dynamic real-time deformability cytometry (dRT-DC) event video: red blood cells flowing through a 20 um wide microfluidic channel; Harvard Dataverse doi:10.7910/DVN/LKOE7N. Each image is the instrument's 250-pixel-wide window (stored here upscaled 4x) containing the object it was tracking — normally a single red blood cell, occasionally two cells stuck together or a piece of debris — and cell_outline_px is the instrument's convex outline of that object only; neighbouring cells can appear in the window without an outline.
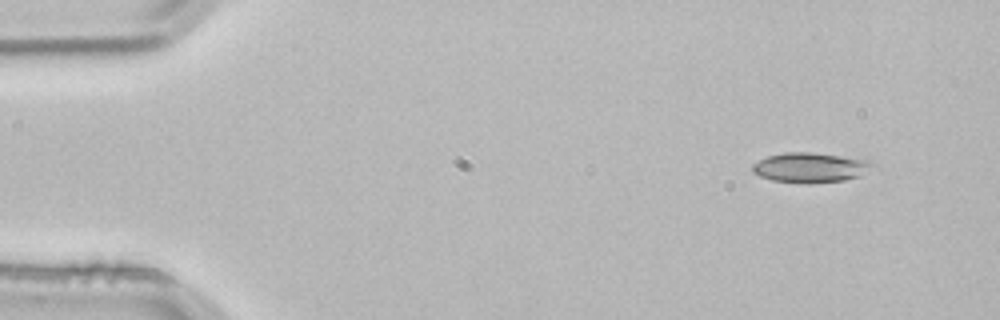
{"species": "common noctule bat (a hibernating species)", "species_latin": "Nyctalus noctula", "temperature_condition": "room temperature", "stored_images_in_passage": 3, "camera_frame_rate_fps": 3000, "um_per_image_px": 0.085, "animal": {"sex": "male", "body_mass_g": 21.5, "forearm_length_mm": 52.0}, "frame": {"image": 1, "passage_image": 1, "time_ms": 0.0, "image_size_px": [1000, 320], "cell_outline_px": [[880, 168], [860, 176], [844, 180], [808, 184], [772, 180], [760, 176], [752, 172], [752, 164], [768, 156], [784, 152], [812, 152], [872, 160], [880, 164]], "centroid_in_image_um": [69.02, 14.24], "position_along_channel_um": 16.0, "area_um2": 21.56}}
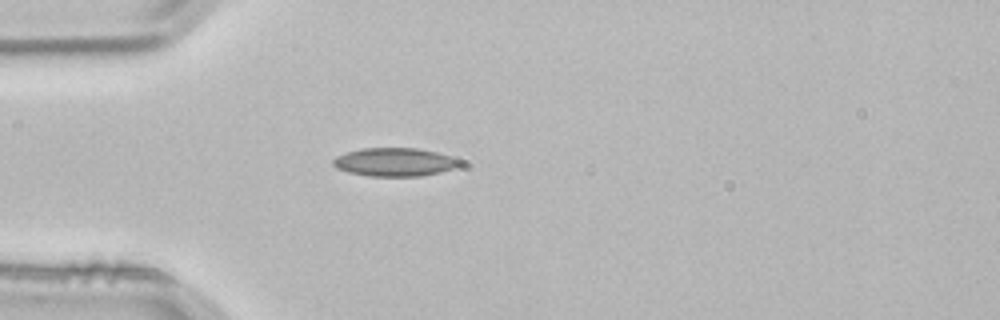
{"frame": {"image": 2, "passage_image": 3, "time_ms": 0.667, "image_size_px": [1000, 320], "cell_outline_px": [[464, 164], [456, 168], [440, 172], [420, 176], [368, 176], [348, 172], [336, 168], [332, 164], [332, 160], [336, 156], [360, 148], [416, 148], [436, 152], [452, 156], [460, 160]], "centroid_in_image_um": [33.56, 13.78], "position_along_channel_um": 51.4, "area_um2": 21.1}}